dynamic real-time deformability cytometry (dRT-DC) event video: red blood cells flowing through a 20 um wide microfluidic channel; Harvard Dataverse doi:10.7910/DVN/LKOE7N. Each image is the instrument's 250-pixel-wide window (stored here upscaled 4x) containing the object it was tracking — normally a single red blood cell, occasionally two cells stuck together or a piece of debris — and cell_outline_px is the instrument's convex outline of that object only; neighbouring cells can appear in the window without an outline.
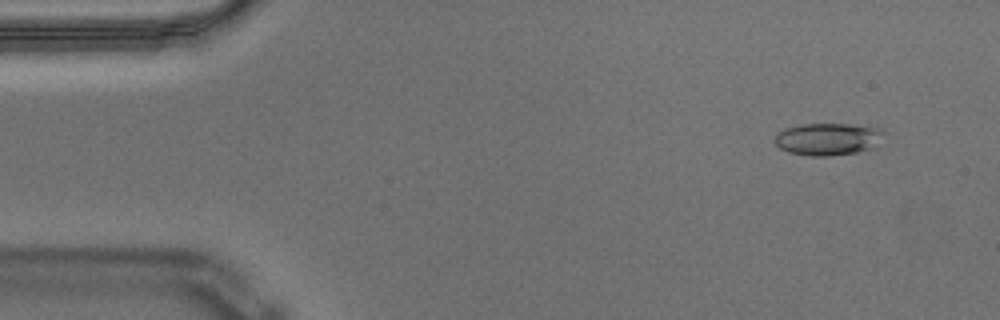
{"species": "Egyptian fruit bat (a non-hibernating species)", "species_latin": "Rousettus aegyptiacus", "temperature_condition": "warm", "stored_images_in_passage": 53, "camera_frame_rate_fps": 3000, "um_per_image_px": 0.085, "animal": {"sex": "male"}, "frame": {"image": 1, "passage_image": 2, "time_ms": 0.333, "image_size_px": [1000, 320], "cell_outline_px": [[888, 132], [872, 148], [856, 152], [828, 156], [812, 156], [788, 152], [780, 148], [776, 144], [776, 136], [784, 128], [800, 124], [852, 124], [880, 128]], "centroid_in_image_um": [70.41, 11.81], "position_along_channel_um": 14.6, "area_um2": 20.52}}
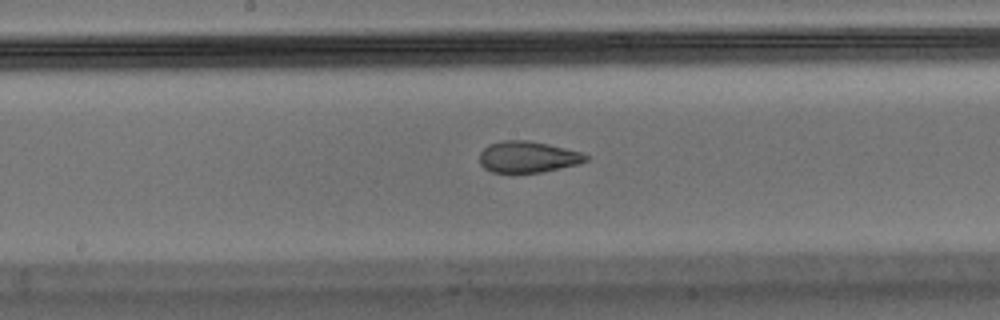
{"frame": {"image": 2, "passage_image": 26, "time_ms": 8.333, "image_size_px": [1000, 320], "cell_outline_px": [[588, 160], [576, 164], [560, 168], [540, 172], [492, 172], [484, 168], [480, 164], [480, 152], [488, 144], [504, 140], [528, 140], [548, 144], [580, 152], [588, 156]], "centroid_in_image_um": [44.83, 13.33], "position_along_channel_um": 203.4, "area_um2": 19.19}}
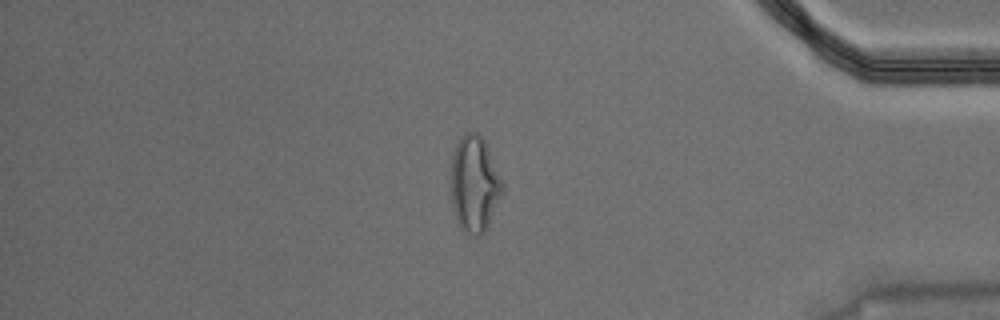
{"frame": {"image": 3, "passage_image": 45, "time_ms": 14.667, "image_size_px": [1000, 320], "cell_outline_px": [[504, 184], [500, 196], [488, 224], [484, 232], [480, 236], [476, 236], [464, 232], [460, 228], [456, 220], [452, 208], [452, 152], [460, 136], [468, 132], [476, 132], [484, 140]], "centroid_in_image_um": [40.31, 15.64], "position_along_channel_um": 394.9, "area_um2": 28.5}}